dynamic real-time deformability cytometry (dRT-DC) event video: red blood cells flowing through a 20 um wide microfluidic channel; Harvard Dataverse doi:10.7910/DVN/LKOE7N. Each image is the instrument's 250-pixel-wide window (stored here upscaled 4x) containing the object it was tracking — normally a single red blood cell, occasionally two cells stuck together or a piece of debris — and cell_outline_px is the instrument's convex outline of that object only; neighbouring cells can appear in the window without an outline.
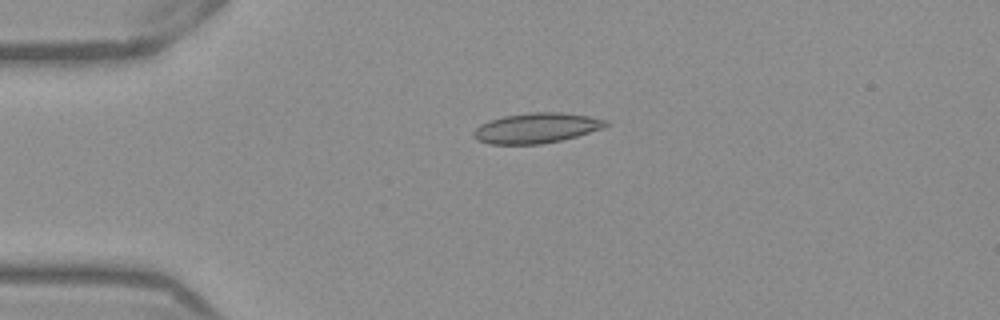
{"species": "Egyptian fruit bat (a non-hibernating species)", "species_latin": "Rousettus aegyptiacus", "temperature_condition": "warm", "stored_images_in_passage": 41, "camera_frame_rate_fps": 3000, "um_per_image_px": 0.085, "frame": {"image": 1, "passage_image": 1, "time_ms": 0.0, "image_size_px": [1000, 320], "cell_outline_px": [[608, 124], [604, 128], [576, 136], [560, 140], [540, 144], [488, 144], [476, 140], [472, 136], [472, 132], [480, 124], [488, 120], [504, 116], [528, 112], [560, 112], [588, 116], [608, 120]], "centroid_in_image_um": [45.55, 10.88], "position_along_channel_um": 39.4, "area_um2": 23.35}}
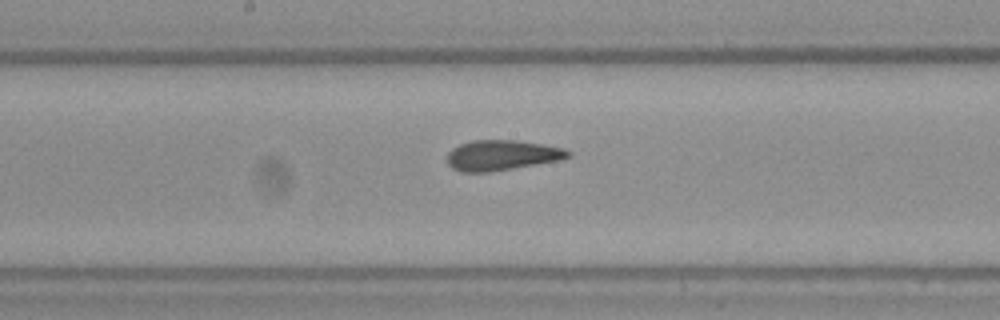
{"frame": {"image": 2, "passage_image": 16, "time_ms": 5.0, "image_size_px": [1000, 320], "cell_outline_px": [[572, 156], [560, 160], [488, 172], [460, 172], [452, 168], [448, 164], [448, 152], [452, 148], [460, 144], [472, 140], [516, 140], [564, 148], [572, 152]], "centroid_in_image_um": [42.65, 13.19], "position_along_channel_um": 205.5, "area_um2": 21.27}}
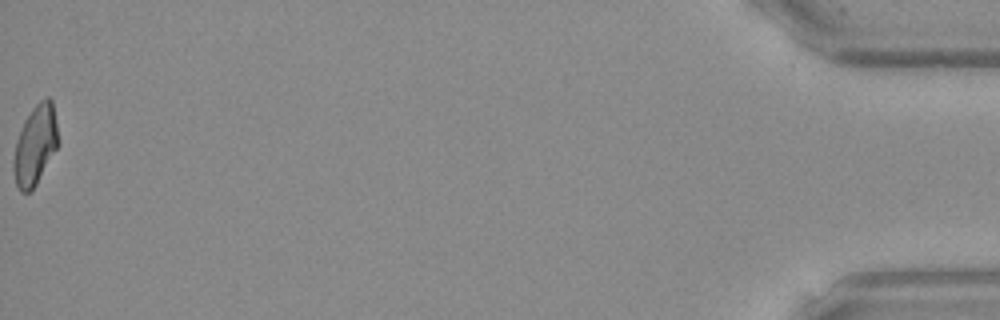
{"frame": {"image": 3, "passage_image": 41, "time_ms": 13.333, "image_size_px": [1000, 320], "cell_outline_px": [[60, 144], [32, 192], [20, 192], [16, 184], [12, 168], [12, 160], [16, 140], [24, 120], [32, 108], [44, 96], [48, 96], [52, 100], [60, 140]], "centroid_in_image_um": [3.01, 12.34], "position_along_channel_um": 432.2, "area_um2": 21.33}, "authors_computed_cell_mechanics": {"area_um2": 21.5594, "velocity_mm_per_s": 3.9165, "shape_relaxation_time_tau1_ms": null, "shape_relaxation_time_tau2_ms": 1.4803, "deformation_change_tau1": null, "deformation_change_tau2": 0.0726}}